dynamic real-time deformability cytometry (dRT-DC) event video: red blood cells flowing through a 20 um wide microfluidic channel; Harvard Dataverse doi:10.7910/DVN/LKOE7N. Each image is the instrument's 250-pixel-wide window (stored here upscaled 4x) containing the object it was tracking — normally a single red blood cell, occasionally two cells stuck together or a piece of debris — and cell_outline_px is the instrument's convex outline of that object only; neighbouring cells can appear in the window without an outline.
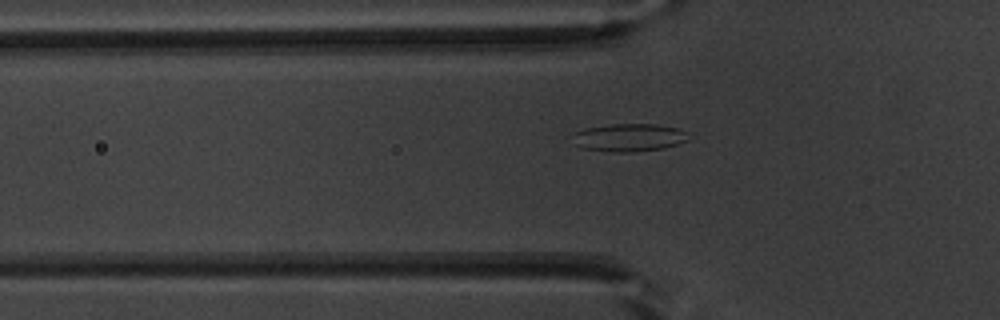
{"species": "common noctule bat (a hibernating species)", "species_latin": "Nyctalus noctula", "temperature_condition": "warm", "stored_images_in_passage": 54, "camera_frame_rate_fps": 3000, "um_per_image_px": 0.085, "animal": {"sex": "male", "body_mass_g": 20.1, "forearm_length_mm": 53.5}, "frame": {"image": 1, "passage_image": 19, "time_ms": 6.0, "image_size_px": [1000, 320], "cell_outline_px": [[688, 140], [664, 148], [632, 152], [612, 152], [580, 148], [568, 136], [584, 128], [612, 124], [656, 124], [680, 128], [688, 132]], "centroid_in_image_um": [53.44, 11.68], "position_along_channel_um": 72.4, "area_um2": 19.07}}
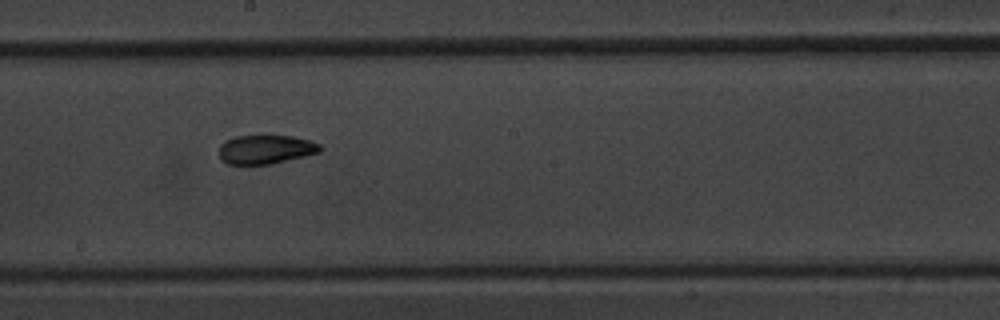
{"frame": {"image": 2, "passage_image": 31, "time_ms": 10.0, "image_size_px": [1000, 320], "cell_outline_px": [[320, 152], [272, 164], [228, 164], [220, 160], [220, 144], [224, 140], [236, 136], [292, 136], [308, 140], [320, 144]], "centroid_in_image_um": [22.55, 12.7], "position_along_channel_um": 225.7, "area_um2": 16.94}}
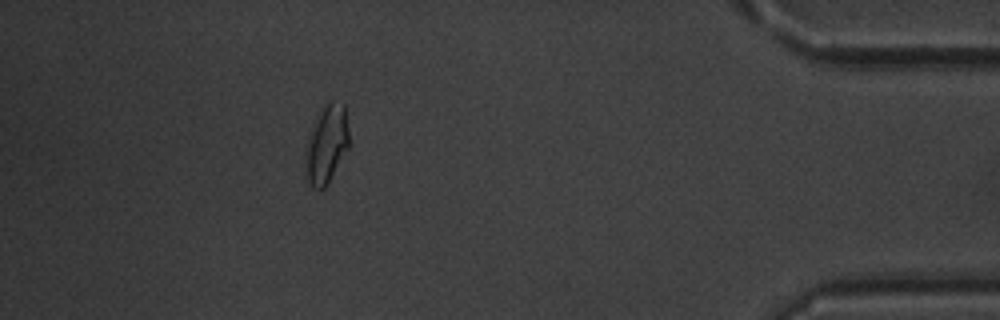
{"frame": {"image": 3, "passage_image": 49, "time_ms": 16.0, "image_size_px": [1000, 320], "cell_outline_px": [[348, 148], [324, 188], [316, 188], [308, 180], [308, 144], [316, 116], [324, 104], [328, 100], [332, 100], [344, 104], [348, 128]], "centroid_in_image_um": [27.82, 12.15], "position_along_channel_um": 407.4, "area_um2": 18.73}, "authors_computed_cell_mechanics": {"area_um2": 18.4671, "velocity_mm_per_s": 3.8121, "shape_relaxation_time_tau1_ms": 4.4654, "shape_relaxation_time_tau2_ms": 2.1789, "deformation_change_tau1": 0.1524, "deformation_change_tau2": 0.0692}}